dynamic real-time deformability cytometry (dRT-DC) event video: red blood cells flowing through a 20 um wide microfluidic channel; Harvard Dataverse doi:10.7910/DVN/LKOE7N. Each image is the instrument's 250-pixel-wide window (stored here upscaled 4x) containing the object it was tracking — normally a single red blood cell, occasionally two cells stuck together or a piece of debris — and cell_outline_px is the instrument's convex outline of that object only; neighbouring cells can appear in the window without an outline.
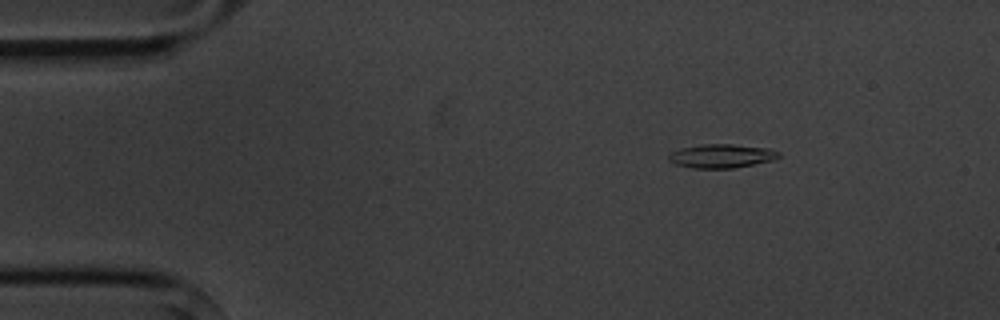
{"species": "common noctule bat (a hibernating species)", "species_latin": "Nyctalus noctula", "temperature_condition": "cold", "stored_images_in_passage": 5, "camera_frame_rate_fps": 3000, "um_per_image_px": 0.085, "animal": {"sex": "male", "body_mass_g": 20.1, "forearm_length_mm": 53.5}, "frame": {"image": 1, "passage_image": 2, "time_ms": 1.333, "image_size_px": [1000, 320], "cell_outline_px": [[780, 156], [772, 160], [732, 168], [692, 168], [676, 164], [668, 160], [668, 156], [672, 152], [680, 148], [704, 144], [732, 144], [768, 148], [780, 152]], "centroid_in_image_um": [61.31, 13.25], "position_along_channel_um": 23.7, "area_um2": 15.09}}